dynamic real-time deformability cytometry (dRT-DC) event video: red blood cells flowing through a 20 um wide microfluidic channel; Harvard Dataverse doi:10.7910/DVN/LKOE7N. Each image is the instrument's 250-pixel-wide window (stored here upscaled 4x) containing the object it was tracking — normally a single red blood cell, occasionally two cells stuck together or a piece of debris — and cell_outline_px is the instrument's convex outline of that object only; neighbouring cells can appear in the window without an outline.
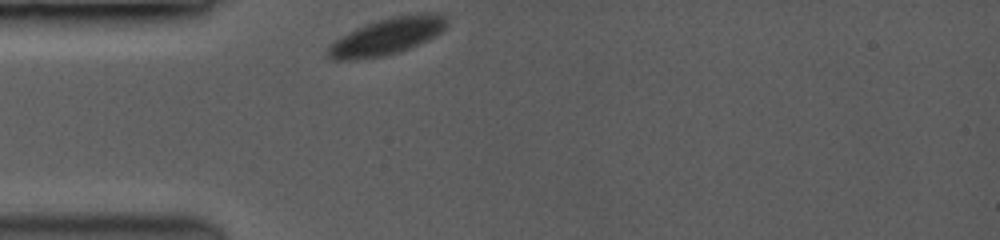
{"species": "common noctule bat (a hibernating species)", "species_latin": "Nyctalus noctula", "temperature_condition": "room temperature", "stored_images_in_passage": 26, "camera_frame_rate_fps": 3500, "um_per_image_px": 0.085, "animal": {"sex": "female", "body_mass_g": 19.0, "forearm_length_mm": 53.3}, "frame": {"image": 1, "passage_image": 1, "time_ms": 0.0, "image_size_px": [1000, 240], "cell_outline_px": [[448, 24], [436, 36], [428, 40], [408, 48], [384, 56], [344, 60], [332, 60], [324, 56], [328, 48], [340, 36], [356, 28], [392, 16], [420, 12], [440, 12], [448, 20]], "centroid_in_image_um": [32.92, 3.07], "position_along_channel_um": 52.1, "area_um2": 25.43}}
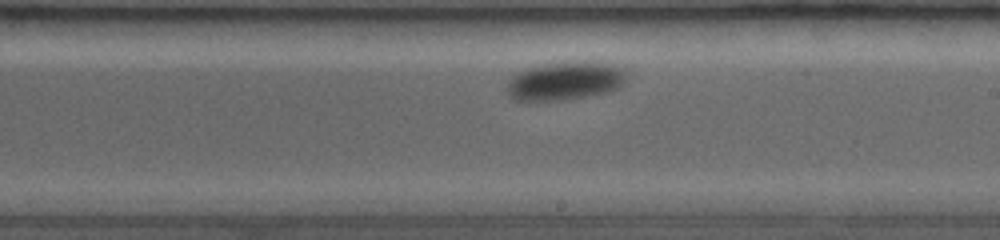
{"frame": {"image": 2, "passage_image": 15, "time_ms": 5.714, "image_size_px": [1000, 240], "cell_outline_px": [[624, 80], [616, 88], [600, 92], [580, 96], [548, 100], [520, 100], [512, 96], [508, 92], [508, 76], [516, 72], [544, 64], [568, 60], [592, 60], [624, 64]], "centroid_in_image_um": [48.05, 6.78], "position_along_channel_um": 240.9, "area_um2": 26.59}}
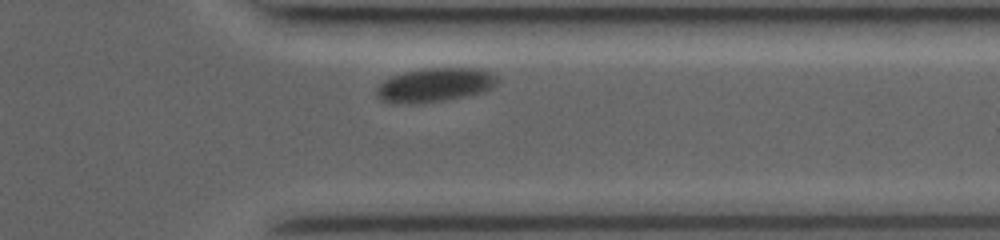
{"frame": {"image": 3, "passage_image": 24, "time_ms": 9.429, "image_size_px": [1000, 240], "cell_outline_px": [[496, 80], [488, 88], [464, 96], [424, 104], [396, 104], [380, 100], [376, 96], [376, 88], [392, 76], [408, 72], [436, 68], [472, 68], [488, 72], [496, 76]], "centroid_in_image_um": [36.85, 7.26], "position_along_channel_um": 374.6, "area_um2": 23.12}, "authors_computed_cell_mechanics": {"area_um2": 24.9407, "velocity_mm_per_s": 3.4966, "shape_relaxation_time_tau1_ms": 0.6603, "shape_relaxation_time_tau2_ms": null, "deformation_change_tau1": 0.0184, "deformation_change_tau2": null}}